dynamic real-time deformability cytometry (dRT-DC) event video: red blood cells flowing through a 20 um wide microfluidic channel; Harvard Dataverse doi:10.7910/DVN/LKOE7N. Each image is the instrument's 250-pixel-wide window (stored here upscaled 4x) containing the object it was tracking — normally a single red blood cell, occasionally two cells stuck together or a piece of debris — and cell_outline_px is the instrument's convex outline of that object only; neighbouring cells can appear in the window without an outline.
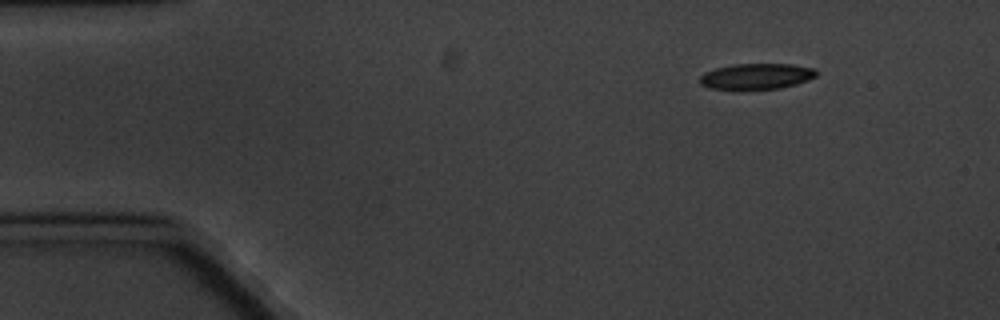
{"species": "common noctule bat (a hibernating species)", "species_latin": "Nyctalus noctula", "temperature_condition": "cold", "stored_images_in_passage": 5, "camera_frame_rate_fps": 3000, "um_per_image_px": 0.085, "animal": {"sex": "male", "body_mass_g": 20.1, "forearm_length_mm": 53.5}, "frame": {"image": 1, "passage_image": 1, "time_ms": 0.0, "image_size_px": [1000, 320], "cell_outline_px": [[820, 72], [816, 76], [808, 80], [796, 84], [780, 88], [744, 92], [708, 88], [700, 84], [700, 76], [704, 72], [716, 68], [732, 64], [792, 64], [816, 68]], "centroid_in_image_um": [64.29, 6.52], "position_along_channel_um": 20.7, "area_um2": 18.44}}
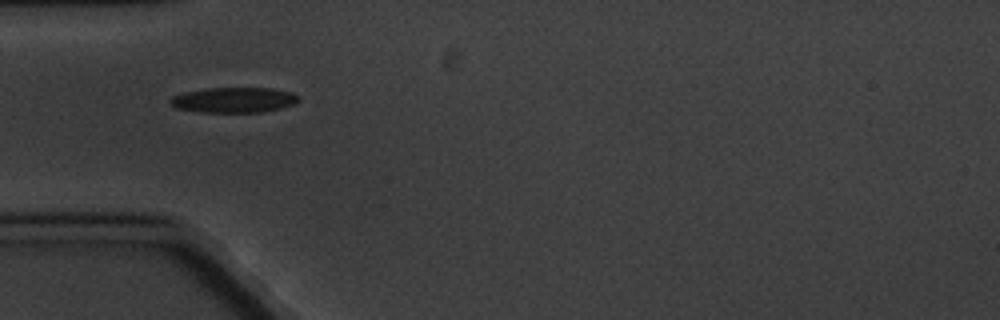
{"frame": {"image": 2, "passage_image": 4, "time_ms": 3.667, "image_size_px": [1000, 320], "cell_outline_px": [[300, 100], [296, 104], [280, 108], [260, 112], [200, 112], [176, 108], [168, 100], [172, 96], [184, 92], [208, 88], [272, 88], [292, 92]], "centroid_in_image_um": [19.88, 8.49], "position_along_channel_um": 65.1, "area_um2": 18.9}}